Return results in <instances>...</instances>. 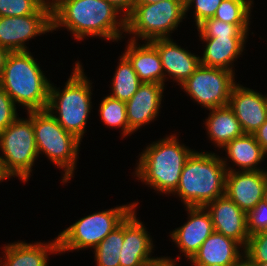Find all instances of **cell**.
Here are the masks:
<instances>
[{
  "instance_id": "cell-1",
  "label": "cell",
  "mask_w": 267,
  "mask_h": 266,
  "mask_svg": "<svg viewBox=\"0 0 267 266\" xmlns=\"http://www.w3.org/2000/svg\"><path fill=\"white\" fill-rule=\"evenodd\" d=\"M106 0H64L51 11L52 32L61 27L77 41L86 37L120 41L126 35V18Z\"/></svg>"
},
{
  "instance_id": "cell-13",
  "label": "cell",
  "mask_w": 267,
  "mask_h": 266,
  "mask_svg": "<svg viewBox=\"0 0 267 266\" xmlns=\"http://www.w3.org/2000/svg\"><path fill=\"white\" fill-rule=\"evenodd\" d=\"M188 220L182 226L170 231L169 237L180 253L190 260L202 243L214 232L209 212L205 207H186Z\"/></svg>"
},
{
  "instance_id": "cell-21",
  "label": "cell",
  "mask_w": 267,
  "mask_h": 266,
  "mask_svg": "<svg viewBox=\"0 0 267 266\" xmlns=\"http://www.w3.org/2000/svg\"><path fill=\"white\" fill-rule=\"evenodd\" d=\"M248 37H199L205 48L200 65L235 72L234 62L242 55ZM233 63V64H232Z\"/></svg>"
},
{
  "instance_id": "cell-39",
  "label": "cell",
  "mask_w": 267,
  "mask_h": 266,
  "mask_svg": "<svg viewBox=\"0 0 267 266\" xmlns=\"http://www.w3.org/2000/svg\"><path fill=\"white\" fill-rule=\"evenodd\" d=\"M41 1L45 8L52 11L55 7H57L64 0H41Z\"/></svg>"
},
{
  "instance_id": "cell-8",
  "label": "cell",
  "mask_w": 267,
  "mask_h": 266,
  "mask_svg": "<svg viewBox=\"0 0 267 266\" xmlns=\"http://www.w3.org/2000/svg\"><path fill=\"white\" fill-rule=\"evenodd\" d=\"M138 204V201L132 202L80 218L58 234L59 254L94 249Z\"/></svg>"
},
{
  "instance_id": "cell-31",
  "label": "cell",
  "mask_w": 267,
  "mask_h": 266,
  "mask_svg": "<svg viewBox=\"0 0 267 266\" xmlns=\"http://www.w3.org/2000/svg\"><path fill=\"white\" fill-rule=\"evenodd\" d=\"M245 262L267 263V230L251 235L244 248Z\"/></svg>"
},
{
  "instance_id": "cell-41",
  "label": "cell",
  "mask_w": 267,
  "mask_h": 266,
  "mask_svg": "<svg viewBox=\"0 0 267 266\" xmlns=\"http://www.w3.org/2000/svg\"><path fill=\"white\" fill-rule=\"evenodd\" d=\"M161 1H164V0H136V4H152V3H157ZM177 1H186V0H177Z\"/></svg>"
},
{
  "instance_id": "cell-12",
  "label": "cell",
  "mask_w": 267,
  "mask_h": 266,
  "mask_svg": "<svg viewBox=\"0 0 267 266\" xmlns=\"http://www.w3.org/2000/svg\"><path fill=\"white\" fill-rule=\"evenodd\" d=\"M136 207L124 219V241L120 252V266H148L152 257L153 238L145 224L137 218Z\"/></svg>"
},
{
  "instance_id": "cell-45",
  "label": "cell",
  "mask_w": 267,
  "mask_h": 266,
  "mask_svg": "<svg viewBox=\"0 0 267 266\" xmlns=\"http://www.w3.org/2000/svg\"><path fill=\"white\" fill-rule=\"evenodd\" d=\"M148 266H155V260H153Z\"/></svg>"
},
{
  "instance_id": "cell-24",
  "label": "cell",
  "mask_w": 267,
  "mask_h": 266,
  "mask_svg": "<svg viewBox=\"0 0 267 266\" xmlns=\"http://www.w3.org/2000/svg\"><path fill=\"white\" fill-rule=\"evenodd\" d=\"M208 114L205 123H203L207 137L219 149L245 134L239 120L228 105L209 109Z\"/></svg>"
},
{
  "instance_id": "cell-20",
  "label": "cell",
  "mask_w": 267,
  "mask_h": 266,
  "mask_svg": "<svg viewBox=\"0 0 267 266\" xmlns=\"http://www.w3.org/2000/svg\"><path fill=\"white\" fill-rule=\"evenodd\" d=\"M2 249L4 255L0 257V266H49V255L59 254V241L58 237L47 243L18 240L5 244Z\"/></svg>"
},
{
  "instance_id": "cell-2",
  "label": "cell",
  "mask_w": 267,
  "mask_h": 266,
  "mask_svg": "<svg viewBox=\"0 0 267 266\" xmlns=\"http://www.w3.org/2000/svg\"><path fill=\"white\" fill-rule=\"evenodd\" d=\"M194 151L181 144L176 133L166 135L139 154L134 176L157 193L169 196L177 189L183 167Z\"/></svg>"
},
{
  "instance_id": "cell-10",
  "label": "cell",
  "mask_w": 267,
  "mask_h": 266,
  "mask_svg": "<svg viewBox=\"0 0 267 266\" xmlns=\"http://www.w3.org/2000/svg\"><path fill=\"white\" fill-rule=\"evenodd\" d=\"M235 81V72L222 68L205 67L199 65L191 76L183 82L181 90L194 103L207 110L227 106Z\"/></svg>"
},
{
  "instance_id": "cell-4",
  "label": "cell",
  "mask_w": 267,
  "mask_h": 266,
  "mask_svg": "<svg viewBox=\"0 0 267 266\" xmlns=\"http://www.w3.org/2000/svg\"><path fill=\"white\" fill-rule=\"evenodd\" d=\"M47 79L30 51H16L7 56L0 86L27 112L46 110L51 85Z\"/></svg>"
},
{
  "instance_id": "cell-37",
  "label": "cell",
  "mask_w": 267,
  "mask_h": 266,
  "mask_svg": "<svg viewBox=\"0 0 267 266\" xmlns=\"http://www.w3.org/2000/svg\"><path fill=\"white\" fill-rule=\"evenodd\" d=\"M181 256H177L176 259H173L172 257H165V256H161V257H157L155 259V266H177V259L178 261L181 259Z\"/></svg>"
},
{
  "instance_id": "cell-36",
  "label": "cell",
  "mask_w": 267,
  "mask_h": 266,
  "mask_svg": "<svg viewBox=\"0 0 267 266\" xmlns=\"http://www.w3.org/2000/svg\"><path fill=\"white\" fill-rule=\"evenodd\" d=\"M262 150L267 154V120L253 133Z\"/></svg>"
},
{
  "instance_id": "cell-18",
  "label": "cell",
  "mask_w": 267,
  "mask_h": 266,
  "mask_svg": "<svg viewBox=\"0 0 267 266\" xmlns=\"http://www.w3.org/2000/svg\"><path fill=\"white\" fill-rule=\"evenodd\" d=\"M150 42L158 50L165 82L168 81L167 78H173L172 80L178 83L176 85L180 86L200 65V56L194 55L188 49L181 48L172 37L154 39Z\"/></svg>"
},
{
  "instance_id": "cell-25",
  "label": "cell",
  "mask_w": 267,
  "mask_h": 266,
  "mask_svg": "<svg viewBox=\"0 0 267 266\" xmlns=\"http://www.w3.org/2000/svg\"><path fill=\"white\" fill-rule=\"evenodd\" d=\"M119 65L114 72L110 96L127 102L142 84L129 59L123 54L119 56Z\"/></svg>"
},
{
  "instance_id": "cell-15",
  "label": "cell",
  "mask_w": 267,
  "mask_h": 266,
  "mask_svg": "<svg viewBox=\"0 0 267 266\" xmlns=\"http://www.w3.org/2000/svg\"><path fill=\"white\" fill-rule=\"evenodd\" d=\"M266 170L226 173L225 194L246 214L263 201Z\"/></svg>"
},
{
  "instance_id": "cell-6",
  "label": "cell",
  "mask_w": 267,
  "mask_h": 266,
  "mask_svg": "<svg viewBox=\"0 0 267 266\" xmlns=\"http://www.w3.org/2000/svg\"><path fill=\"white\" fill-rule=\"evenodd\" d=\"M32 122L39 155H45L63 170L62 183H70L76 170L81 140L66 131L47 109L32 111Z\"/></svg>"
},
{
  "instance_id": "cell-35",
  "label": "cell",
  "mask_w": 267,
  "mask_h": 266,
  "mask_svg": "<svg viewBox=\"0 0 267 266\" xmlns=\"http://www.w3.org/2000/svg\"><path fill=\"white\" fill-rule=\"evenodd\" d=\"M115 7L121 15L127 18L136 4V0H106Z\"/></svg>"
},
{
  "instance_id": "cell-42",
  "label": "cell",
  "mask_w": 267,
  "mask_h": 266,
  "mask_svg": "<svg viewBox=\"0 0 267 266\" xmlns=\"http://www.w3.org/2000/svg\"><path fill=\"white\" fill-rule=\"evenodd\" d=\"M249 266H267V263L260 262H246Z\"/></svg>"
},
{
  "instance_id": "cell-30",
  "label": "cell",
  "mask_w": 267,
  "mask_h": 266,
  "mask_svg": "<svg viewBox=\"0 0 267 266\" xmlns=\"http://www.w3.org/2000/svg\"><path fill=\"white\" fill-rule=\"evenodd\" d=\"M42 7L41 0H0V17L35 14Z\"/></svg>"
},
{
  "instance_id": "cell-7",
  "label": "cell",
  "mask_w": 267,
  "mask_h": 266,
  "mask_svg": "<svg viewBox=\"0 0 267 266\" xmlns=\"http://www.w3.org/2000/svg\"><path fill=\"white\" fill-rule=\"evenodd\" d=\"M27 118L17 117L6 129L0 132V155L4 170L12 177H18L22 182L31 178L33 166L38 160L32 111Z\"/></svg>"
},
{
  "instance_id": "cell-34",
  "label": "cell",
  "mask_w": 267,
  "mask_h": 266,
  "mask_svg": "<svg viewBox=\"0 0 267 266\" xmlns=\"http://www.w3.org/2000/svg\"><path fill=\"white\" fill-rule=\"evenodd\" d=\"M18 116L17 105L0 86V132L6 129Z\"/></svg>"
},
{
  "instance_id": "cell-27",
  "label": "cell",
  "mask_w": 267,
  "mask_h": 266,
  "mask_svg": "<svg viewBox=\"0 0 267 266\" xmlns=\"http://www.w3.org/2000/svg\"><path fill=\"white\" fill-rule=\"evenodd\" d=\"M100 119L109 128H120L123 138L134 134L129 129V124L126 115V102L106 95L99 106Z\"/></svg>"
},
{
  "instance_id": "cell-28",
  "label": "cell",
  "mask_w": 267,
  "mask_h": 266,
  "mask_svg": "<svg viewBox=\"0 0 267 266\" xmlns=\"http://www.w3.org/2000/svg\"><path fill=\"white\" fill-rule=\"evenodd\" d=\"M254 0H223L213 18L230 24H251Z\"/></svg>"
},
{
  "instance_id": "cell-22",
  "label": "cell",
  "mask_w": 267,
  "mask_h": 266,
  "mask_svg": "<svg viewBox=\"0 0 267 266\" xmlns=\"http://www.w3.org/2000/svg\"><path fill=\"white\" fill-rule=\"evenodd\" d=\"M124 54L142 83H160L165 85V75L157 48L150 42L128 40Z\"/></svg>"
},
{
  "instance_id": "cell-23",
  "label": "cell",
  "mask_w": 267,
  "mask_h": 266,
  "mask_svg": "<svg viewBox=\"0 0 267 266\" xmlns=\"http://www.w3.org/2000/svg\"><path fill=\"white\" fill-rule=\"evenodd\" d=\"M222 149L223 151L225 150V155L227 154V157H222L227 171L264 170V168H260L259 164L265 160L267 154L262 150L261 145L256 141L253 134H244L241 137L235 138ZM228 158L232 166H238L239 168L230 167L228 165L230 164Z\"/></svg>"
},
{
  "instance_id": "cell-14",
  "label": "cell",
  "mask_w": 267,
  "mask_h": 266,
  "mask_svg": "<svg viewBox=\"0 0 267 266\" xmlns=\"http://www.w3.org/2000/svg\"><path fill=\"white\" fill-rule=\"evenodd\" d=\"M228 106L233 110L245 134H253L267 120V94L236 83Z\"/></svg>"
},
{
  "instance_id": "cell-3",
  "label": "cell",
  "mask_w": 267,
  "mask_h": 266,
  "mask_svg": "<svg viewBox=\"0 0 267 266\" xmlns=\"http://www.w3.org/2000/svg\"><path fill=\"white\" fill-rule=\"evenodd\" d=\"M226 166L214 152L194 151L181 172L177 189L184 207H205L225 194Z\"/></svg>"
},
{
  "instance_id": "cell-19",
  "label": "cell",
  "mask_w": 267,
  "mask_h": 266,
  "mask_svg": "<svg viewBox=\"0 0 267 266\" xmlns=\"http://www.w3.org/2000/svg\"><path fill=\"white\" fill-rule=\"evenodd\" d=\"M243 256L237 241L214 231L189 261L191 266H235Z\"/></svg>"
},
{
  "instance_id": "cell-11",
  "label": "cell",
  "mask_w": 267,
  "mask_h": 266,
  "mask_svg": "<svg viewBox=\"0 0 267 266\" xmlns=\"http://www.w3.org/2000/svg\"><path fill=\"white\" fill-rule=\"evenodd\" d=\"M49 32L51 11L44 6L35 14L0 17V46L10 52L30 51L25 42Z\"/></svg>"
},
{
  "instance_id": "cell-43",
  "label": "cell",
  "mask_w": 267,
  "mask_h": 266,
  "mask_svg": "<svg viewBox=\"0 0 267 266\" xmlns=\"http://www.w3.org/2000/svg\"><path fill=\"white\" fill-rule=\"evenodd\" d=\"M263 201L267 203V180H266V185L264 188Z\"/></svg>"
},
{
  "instance_id": "cell-29",
  "label": "cell",
  "mask_w": 267,
  "mask_h": 266,
  "mask_svg": "<svg viewBox=\"0 0 267 266\" xmlns=\"http://www.w3.org/2000/svg\"><path fill=\"white\" fill-rule=\"evenodd\" d=\"M250 24H230L215 18H208L196 28L198 37H247Z\"/></svg>"
},
{
  "instance_id": "cell-5",
  "label": "cell",
  "mask_w": 267,
  "mask_h": 266,
  "mask_svg": "<svg viewBox=\"0 0 267 266\" xmlns=\"http://www.w3.org/2000/svg\"><path fill=\"white\" fill-rule=\"evenodd\" d=\"M72 71L62 90L51 83L47 110L66 131L82 141L93 107V89L81 62L76 61Z\"/></svg>"
},
{
  "instance_id": "cell-44",
  "label": "cell",
  "mask_w": 267,
  "mask_h": 266,
  "mask_svg": "<svg viewBox=\"0 0 267 266\" xmlns=\"http://www.w3.org/2000/svg\"><path fill=\"white\" fill-rule=\"evenodd\" d=\"M235 266H249L243 259Z\"/></svg>"
},
{
  "instance_id": "cell-16",
  "label": "cell",
  "mask_w": 267,
  "mask_h": 266,
  "mask_svg": "<svg viewBox=\"0 0 267 266\" xmlns=\"http://www.w3.org/2000/svg\"><path fill=\"white\" fill-rule=\"evenodd\" d=\"M209 212L214 231L237 241L243 248L250 237L247 231L246 213L226 194L205 206Z\"/></svg>"
},
{
  "instance_id": "cell-40",
  "label": "cell",
  "mask_w": 267,
  "mask_h": 266,
  "mask_svg": "<svg viewBox=\"0 0 267 266\" xmlns=\"http://www.w3.org/2000/svg\"><path fill=\"white\" fill-rule=\"evenodd\" d=\"M10 179L11 177L6 173L3 167L2 159L0 157V182H3L4 180Z\"/></svg>"
},
{
  "instance_id": "cell-38",
  "label": "cell",
  "mask_w": 267,
  "mask_h": 266,
  "mask_svg": "<svg viewBox=\"0 0 267 266\" xmlns=\"http://www.w3.org/2000/svg\"><path fill=\"white\" fill-rule=\"evenodd\" d=\"M9 53L10 51L8 49L0 46V78L2 76L3 69L5 67V62Z\"/></svg>"
},
{
  "instance_id": "cell-17",
  "label": "cell",
  "mask_w": 267,
  "mask_h": 266,
  "mask_svg": "<svg viewBox=\"0 0 267 266\" xmlns=\"http://www.w3.org/2000/svg\"><path fill=\"white\" fill-rule=\"evenodd\" d=\"M164 90L165 85L160 83H142L126 102L127 121L133 133L157 120L162 107Z\"/></svg>"
},
{
  "instance_id": "cell-32",
  "label": "cell",
  "mask_w": 267,
  "mask_h": 266,
  "mask_svg": "<svg viewBox=\"0 0 267 266\" xmlns=\"http://www.w3.org/2000/svg\"><path fill=\"white\" fill-rule=\"evenodd\" d=\"M222 1L223 0H186L185 13H188L189 9H194L193 20L197 27L204 20L213 18L216 9Z\"/></svg>"
},
{
  "instance_id": "cell-9",
  "label": "cell",
  "mask_w": 267,
  "mask_h": 266,
  "mask_svg": "<svg viewBox=\"0 0 267 266\" xmlns=\"http://www.w3.org/2000/svg\"><path fill=\"white\" fill-rule=\"evenodd\" d=\"M185 3L186 1L164 0L152 4H135L126 18L125 34L131 35L130 40L141 42L171 38L173 31L187 17Z\"/></svg>"
},
{
  "instance_id": "cell-26",
  "label": "cell",
  "mask_w": 267,
  "mask_h": 266,
  "mask_svg": "<svg viewBox=\"0 0 267 266\" xmlns=\"http://www.w3.org/2000/svg\"><path fill=\"white\" fill-rule=\"evenodd\" d=\"M124 241V220L94 248L96 266H120L119 258Z\"/></svg>"
},
{
  "instance_id": "cell-33",
  "label": "cell",
  "mask_w": 267,
  "mask_h": 266,
  "mask_svg": "<svg viewBox=\"0 0 267 266\" xmlns=\"http://www.w3.org/2000/svg\"><path fill=\"white\" fill-rule=\"evenodd\" d=\"M247 231L249 235L267 230V203L259 202L246 214Z\"/></svg>"
}]
</instances>
